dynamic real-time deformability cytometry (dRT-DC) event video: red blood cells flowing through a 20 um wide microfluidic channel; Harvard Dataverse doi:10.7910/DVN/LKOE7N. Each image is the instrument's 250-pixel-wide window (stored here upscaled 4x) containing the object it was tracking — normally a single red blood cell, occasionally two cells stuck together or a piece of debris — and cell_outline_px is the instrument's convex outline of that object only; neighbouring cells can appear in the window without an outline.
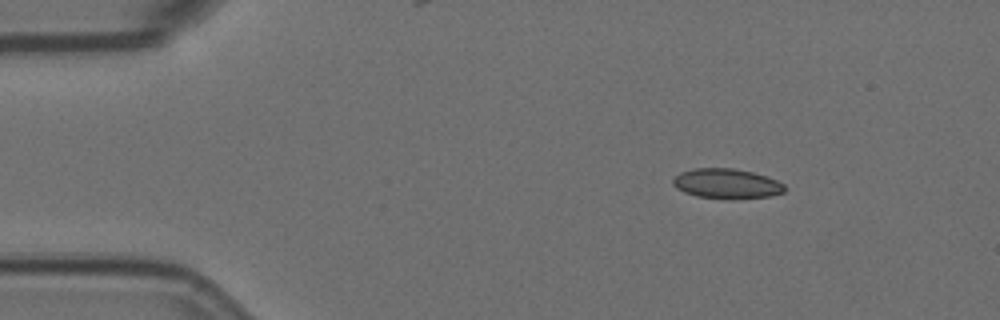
{"species": "Egyptian fruit bat (a non-hibernating species)", "species_latin": "Rousettus aegyptiacus", "temperature_condition": "room temperature", "stored_images_in_passage": 12, "camera_frame_rate_fps": 3000, "um_per_image_px": 0.085, "animal": {"sex": "female"}, "frame": {"image": 1, "passage_image": 2, "time_ms": 0.333, "image_size_px": [1000, 320], "cell_outline_px": [[788, 188], [784, 192], [772, 196], [696, 196], [684, 192], [676, 188], [672, 184], [672, 180], [680, 172], [692, 168], [732, 168], [752, 172], [768, 176], [784, 184]], "centroid_in_image_um": [61.76, 15.55], "position_along_channel_um": 23.2, "area_um2": 18.79}}
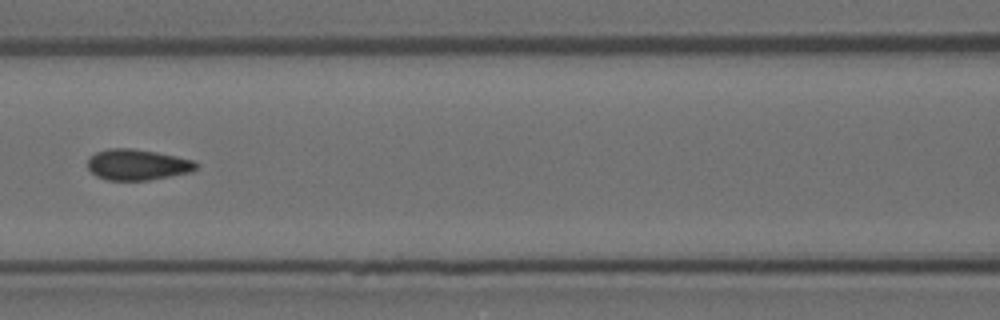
{"frame": {"image": 2, "passage_image": 6, "time_ms": 1.667, "image_size_px": [1000, 320], "cell_outline_px": [[200, 164], [192, 172], [148, 180], [108, 180], [96, 176], [88, 168], [88, 160], [96, 152], [108, 148], [132, 148], [156, 152], [196, 160]], "centroid_in_image_um": [11.72, 13.99], "position_along_channel_um": 154.9, "area_um2": 19.59}}
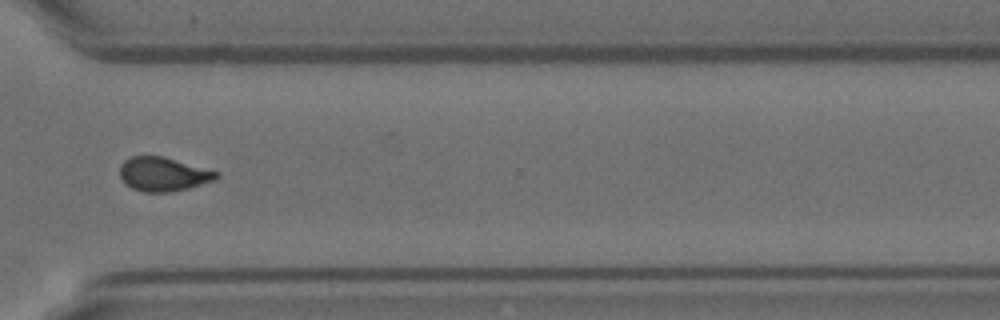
{"frame": {"image": 3, "passage_image": 11, "time_ms": 3.333, "image_size_px": [1000, 320], "cell_outline_px": [[220, 176], [216, 180], [188, 188], [172, 192], [144, 192], [132, 188], [124, 184], [120, 176], [120, 164], [124, 160], [132, 156], [160, 156], [220, 172]], "centroid_in_image_um": [13.87, 14.82], "position_along_channel_um": 356.7, "area_um2": 19.13}}